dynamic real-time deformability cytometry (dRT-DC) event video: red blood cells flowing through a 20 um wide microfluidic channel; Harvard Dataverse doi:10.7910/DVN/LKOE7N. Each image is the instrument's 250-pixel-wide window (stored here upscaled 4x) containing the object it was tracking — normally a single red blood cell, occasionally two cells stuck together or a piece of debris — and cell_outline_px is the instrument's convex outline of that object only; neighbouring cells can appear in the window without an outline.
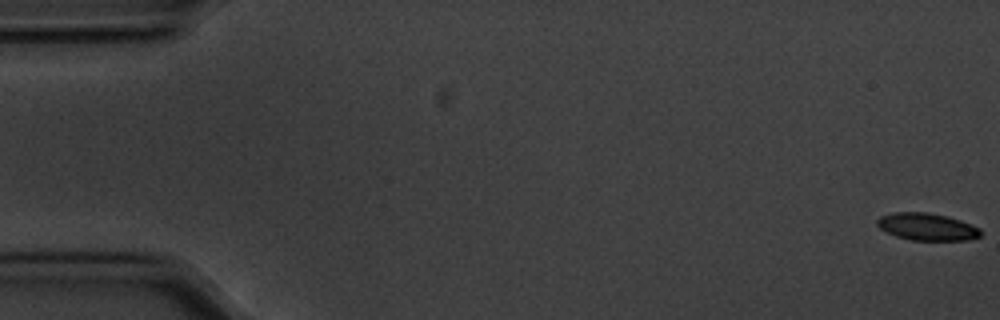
{"species": "common noctule bat (a hibernating species)", "species_latin": "Nyctalus noctula", "temperature_condition": "cold", "stored_images_in_passage": 57, "camera_frame_rate_fps": 3000, "um_per_image_px": 0.085, "animal": {"sex": "male", "body_mass_g": 20.1, "forearm_length_mm": 53.5}, "frame": {"image": 1, "passage_image": 1, "time_ms": 0.0, "image_size_px": [1000, 320], "cell_outline_px": [[980, 236], [968, 240], [912, 240], [896, 236], [880, 228], [876, 224], [876, 220], [880, 216], [892, 212], [928, 212], [948, 216], [960, 220], [980, 228]], "centroid_in_image_um": [78.78, 19.26], "position_along_channel_um": 6.2, "area_um2": 16.42}}
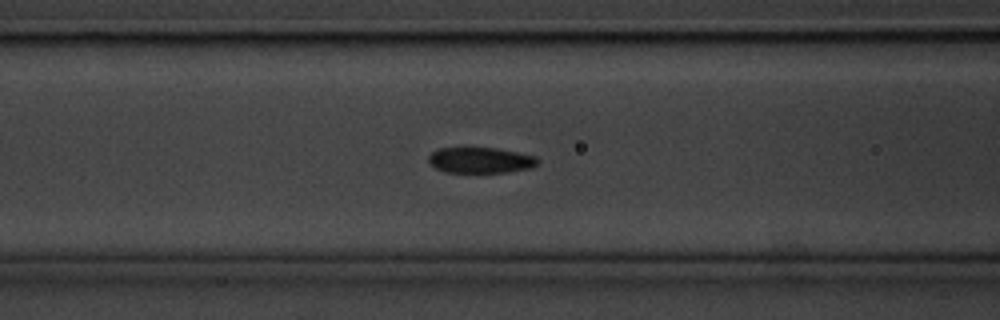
{"frame": {"image": 2, "passage_image": 23, "time_ms": 7.333, "image_size_px": [1000, 320], "cell_outline_px": [[540, 160], [532, 168], [504, 172], [444, 172], [428, 164], [428, 156], [432, 152], [440, 148], [496, 148], [536, 156]], "centroid_in_image_um": [40.82, 13.62], "position_along_channel_um": 125.8, "area_um2": 16.36}}
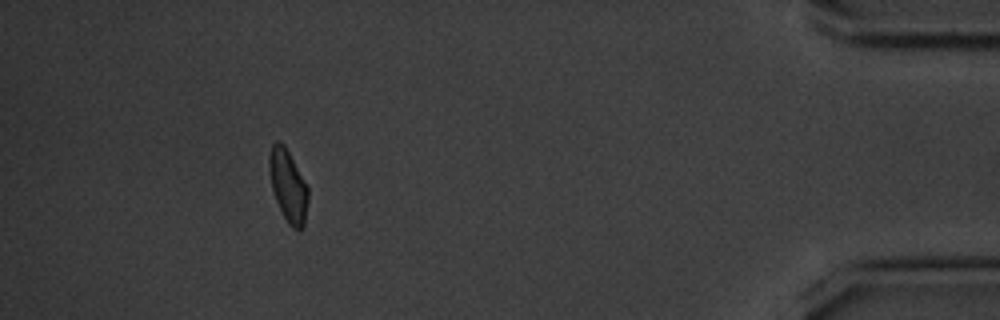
{"frame": {"image": 3, "passage_image": 52, "time_ms": 17.0, "image_size_px": [1000, 320], "cell_outline_px": [[308, 200], [304, 228], [300, 232], [292, 228], [288, 224], [276, 200], [272, 188], [268, 172], [268, 156], [272, 144], [276, 140], [280, 140], [284, 144], [308, 188]], "centroid_in_image_um": [24.47, 15.8], "position_along_channel_um": 410.7, "area_um2": 16.47}, "authors_computed_cell_mechanics": {"area_um2": 16.8198, "velocity_mm_per_s": 3.5522, "shape_relaxation_time_tau1_ms": 2.3561, "shape_relaxation_time_tau2_ms": 4.6194, "deformation_change_tau1": 0.0966, "deformation_change_tau2": 0.0814}}